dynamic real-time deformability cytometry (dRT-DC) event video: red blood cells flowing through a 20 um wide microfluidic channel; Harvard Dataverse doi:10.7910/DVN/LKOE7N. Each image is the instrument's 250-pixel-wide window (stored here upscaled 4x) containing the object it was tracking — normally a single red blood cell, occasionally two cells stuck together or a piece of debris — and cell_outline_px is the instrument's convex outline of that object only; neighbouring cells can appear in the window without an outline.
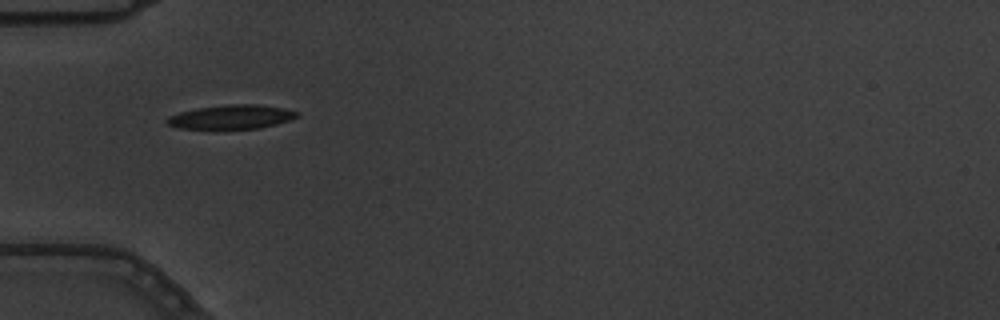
{"species": "common noctule bat (a hibernating species)", "species_latin": "Nyctalus noctula", "temperature_condition": "warm", "stored_images_in_passage": 7, "camera_frame_rate_fps": 3000, "um_per_image_px": 0.085, "animal": {"sex": "male", "body_mass_g": 19.5, "forearm_length_mm": 54.6}, "frame": {"image": 1, "passage_image": 1, "time_ms": 0.0, "image_size_px": [1000, 320], "cell_outline_px": [[300, 116], [276, 124], [260, 128], [180, 128], [168, 124], [164, 120], [168, 116], [180, 112], [196, 108], [228, 104], [256, 104], [284, 108], [300, 112]], "centroid_in_image_um": [19.69, 9.92], "position_along_channel_um": 65.3, "area_um2": 18.09}}